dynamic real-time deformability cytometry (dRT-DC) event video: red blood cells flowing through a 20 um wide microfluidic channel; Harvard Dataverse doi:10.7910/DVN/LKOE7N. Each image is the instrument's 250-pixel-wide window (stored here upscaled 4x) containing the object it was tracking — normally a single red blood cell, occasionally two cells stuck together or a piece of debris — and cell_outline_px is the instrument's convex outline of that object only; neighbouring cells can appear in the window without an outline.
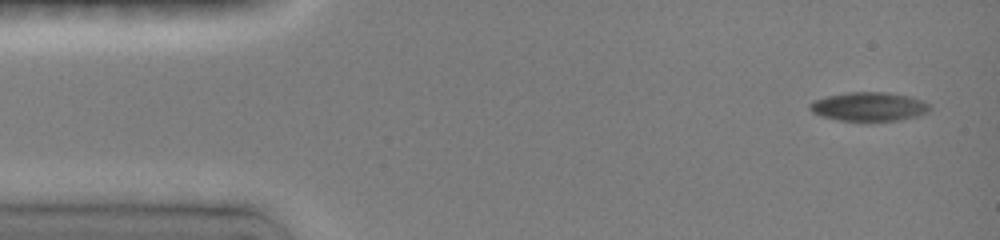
{"species": "common noctule bat (a hibernating species)", "species_latin": "Nyctalus noctula", "temperature_condition": "room temperature", "stored_images_in_passage": 4, "camera_frame_rate_fps": 3000, "um_per_image_px": 0.085, "animal": {"sex": "female", "body_mass_g": 19.0, "forearm_length_mm": 51.5}, "frame": {"image": 1, "passage_image": 1, "time_ms": 0.0, "image_size_px": [1000, 240], "cell_outline_px": [[932, 108], [928, 112], [916, 116], [900, 120], [840, 120], [820, 116], [812, 112], [808, 108], [808, 104], [812, 100], [828, 96], [848, 92], [888, 92], [908, 96], [924, 100]], "centroid_in_image_um": [73.85, 9.05], "position_along_channel_um": 11.2, "area_um2": 20.17}}
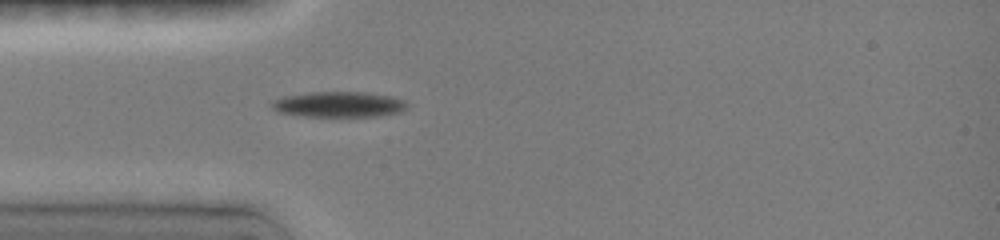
{"frame": {"image": 2, "passage_image": 4, "time_ms": 3.667, "image_size_px": [1000, 240], "cell_outline_px": [[408, 108], [400, 112], [380, 116], [304, 116], [276, 112], [272, 108], [272, 104], [276, 100], [284, 96], [312, 92], [360, 92], [388, 96], [404, 100], [408, 104]], "centroid_in_image_um": [28.82, 8.88], "position_along_channel_um": 56.2, "area_um2": 19.94}}